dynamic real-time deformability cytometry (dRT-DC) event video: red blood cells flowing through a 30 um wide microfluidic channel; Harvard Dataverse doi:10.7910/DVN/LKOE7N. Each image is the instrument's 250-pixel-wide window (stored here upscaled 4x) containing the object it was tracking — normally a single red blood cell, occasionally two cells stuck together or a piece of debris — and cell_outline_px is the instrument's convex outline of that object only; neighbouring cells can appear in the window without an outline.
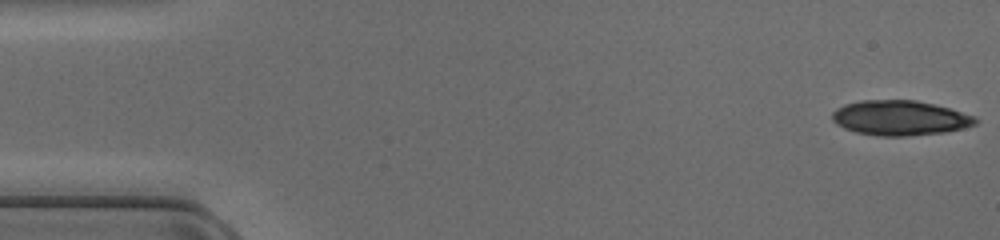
{"species": "common noctule bat (a hibernating species)", "species_latin": "Nyctalus noctula", "temperature_condition": "cold", "stored_images_in_passage": 47, "segment_of_instrument_passage": [1, 2], "camera_frame_rate_fps": 3000, "um_per_image_px": 0.085, "animal": {"sex": "female", "body_mass_g": 17.0, "forearm_length_mm": 48.0}, "frame": {"image": 1, "passage_image": 1, "time_ms": 0.0, "image_size_px": [1000, 240], "cell_outline_px": [[980, 120], [976, 124], [964, 128], [944, 132], [904, 136], [880, 136], [856, 132], [844, 128], [836, 124], [832, 120], [832, 112], [836, 108], [844, 104], [860, 100], [916, 100], [948, 108], [976, 116]], "centroid_in_image_um": [76.49, 10.02], "position_along_channel_um": 8.5, "area_um2": 29.19}}